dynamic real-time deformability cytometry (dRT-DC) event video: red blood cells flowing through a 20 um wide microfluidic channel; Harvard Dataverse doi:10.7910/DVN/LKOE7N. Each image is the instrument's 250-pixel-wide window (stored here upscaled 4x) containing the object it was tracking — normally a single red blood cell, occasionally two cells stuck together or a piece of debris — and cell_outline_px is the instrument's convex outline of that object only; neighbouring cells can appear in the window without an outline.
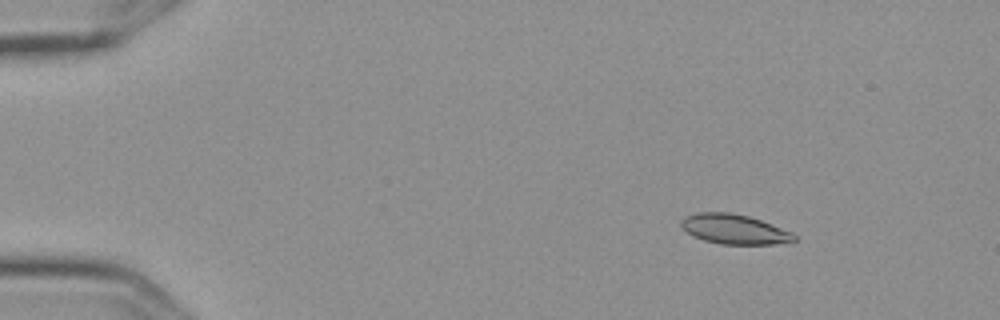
{"species": "Egyptian fruit bat (a non-hibernating species)", "species_latin": "Rousettus aegyptiacus", "temperature_condition": "cold", "stored_images_in_passage": 10, "camera_frame_rate_fps": 3000, "um_per_image_px": 0.085, "frame": {"image": 1, "passage_image": 2, "time_ms": 0.333, "image_size_px": [1000, 320], "cell_outline_px": [[796, 240], [792, 244], [720, 244], [704, 240], [688, 232], [680, 224], [680, 220], [684, 216], [696, 212], [728, 212], [748, 216], [760, 220], [792, 232], [796, 236]], "centroid_in_image_um": [62.46, 19.49], "position_along_channel_um": 22.5, "area_um2": 19.65}}
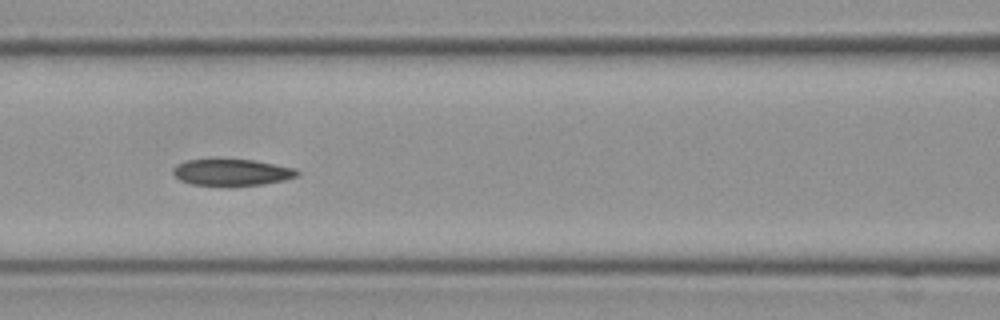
{"frame": {"image": 2, "passage_image": 7, "time_ms": 2.0, "image_size_px": [1000, 320], "cell_outline_px": [[300, 172], [296, 176], [284, 180], [264, 184], [192, 184], [180, 180], [172, 172], [172, 168], [176, 164], [188, 160], [252, 160], [296, 168]], "centroid_in_image_um": [19.71, 14.63], "position_along_channel_um": 146.9, "area_um2": 18.55}}
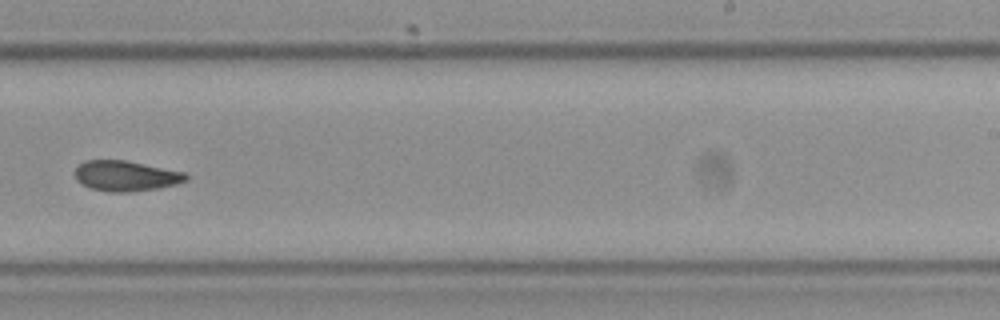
{"frame": {"image": 3, "passage_image": 10, "time_ms": 3.0, "image_size_px": [1000, 320], "cell_outline_px": [[188, 180], [176, 184], [160, 188], [132, 192], [112, 192], [92, 188], [76, 180], [72, 172], [84, 160], [124, 160], [184, 172], [188, 176]], "centroid_in_image_um": [10.68, 14.95], "position_along_channel_um": 278.3, "area_um2": 19.65}}